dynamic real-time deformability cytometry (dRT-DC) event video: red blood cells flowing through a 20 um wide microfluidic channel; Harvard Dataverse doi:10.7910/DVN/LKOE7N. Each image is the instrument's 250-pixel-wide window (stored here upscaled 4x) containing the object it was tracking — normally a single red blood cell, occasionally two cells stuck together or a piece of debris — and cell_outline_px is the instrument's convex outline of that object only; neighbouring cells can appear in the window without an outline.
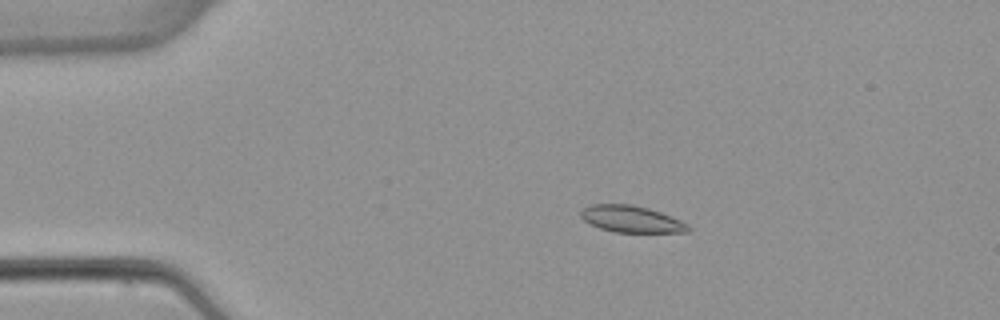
{"species": "common noctule bat (a hibernating species)", "species_latin": "Nyctalus noctula", "temperature_condition": "warm", "stored_images_in_passage": 4, "camera_frame_rate_fps": 3000, "um_per_image_px": 0.085, "animal": {"sex": "female", "body_mass_g": 22.7, "forearm_length_mm": 54.2}, "frame": {"image": 1, "passage_image": 3, "time_ms": 3.333, "image_size_px": [1000, 320], "cell_outline_px": [[692, 228], [688, 232], [612, 232], [600, 228], [584, 220], [580, 216], [580, 212], [584, 208], [592, 204], [632, 204], [648, 208], [660, 212], [680, 220], [688, 224]], "centroid_in_image_um": [53.68, 18.62], "position_along_channel_um": 31.3, "area_um2": 16.65}}